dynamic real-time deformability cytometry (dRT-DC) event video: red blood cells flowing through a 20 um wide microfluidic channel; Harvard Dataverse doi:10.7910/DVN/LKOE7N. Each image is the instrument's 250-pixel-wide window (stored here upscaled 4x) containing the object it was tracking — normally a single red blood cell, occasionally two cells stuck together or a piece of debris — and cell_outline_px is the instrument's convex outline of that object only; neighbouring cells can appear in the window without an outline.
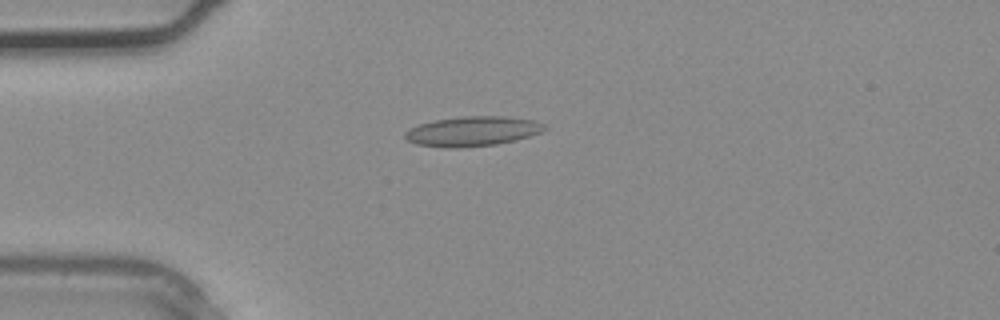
{"species": "common noctule bat (a hibernating species)", "species_latin": "Nyctalus noctula", "temperature_condition": "warm", "stored_images_in_passage": 1, "camera_frame_rate_fps": 3000, "um_per_image_px": 0.085, "animal": {"sex": "male", "body_mass_g": 20.4}, "frame": {"image": 1, "passage_image": 1, "time_ms": 0.0, "image_size_px": [1000, 320], "cell_outline_px": [[548, 128], [540, 132], [516, 140], [496, 144], [460, 148], [444, 148], [416, 144], [408, 140], [404, 136], [404, 132], [420, 124], [436, 120], [464, 116], [504, 116], [536, 120], [544, 124]], "centroid_in_image_um": [40.18, 11.16], "position_along_channel_um": 44.8, "area_um2": 24.16}}